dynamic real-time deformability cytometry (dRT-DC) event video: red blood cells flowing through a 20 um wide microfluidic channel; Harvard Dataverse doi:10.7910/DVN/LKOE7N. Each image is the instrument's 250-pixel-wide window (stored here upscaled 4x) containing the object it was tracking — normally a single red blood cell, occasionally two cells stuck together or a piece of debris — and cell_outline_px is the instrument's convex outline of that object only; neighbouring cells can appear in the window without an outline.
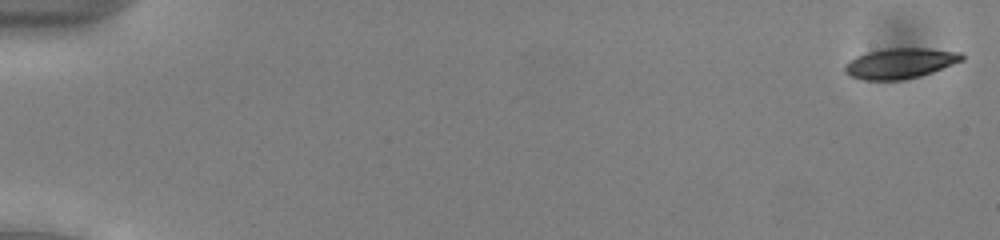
{"species": "common noctule bat (a hibernating species)", "species_latin": "Nyctalus noctula", "temperature_condition": "cold", "stored_images_in_passage": 53, "camera_frame_rate_fps": 3000, "um_per_image_px": 0.085, "animal": {"sex": "male", "body_mass_g": 13.0, "forearm_length_mm": 53.1}, "frame": {"image": 1, "passage_image": 1, "time_ms": 0.0, "image_size_px": [1000, 240], "cell_outline_px": [[964, 60], [932, 72], [920, 76], [904, 80], [864, 80], [848, 76], [844, 72], [844, 64], [856, 56], [868, 52], [888, 48], [928, 48], [964, 52]], "centroid_in_image_um": [76.52, 5.38], "position_along_channel_um": 8.5, "area_um2": 20.98}}
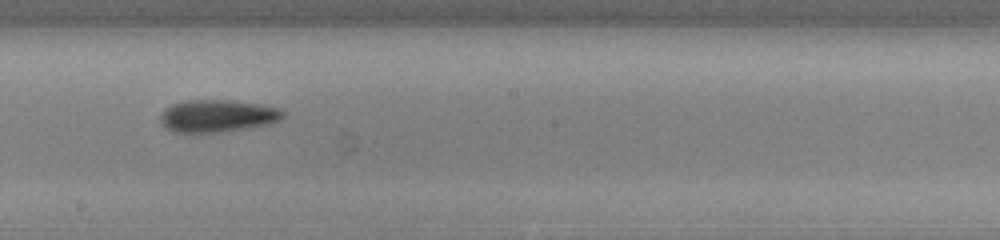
{"frame": {"image": 2, "passage_image": 31, "time_ms": 10.0, "image_size_px": [1000, 240], "cell_outline_px": [[284, 116], [280, 120], [272, 124], [248, 128], [220, 132], [172, 132], [160, 120], [160, 116], [172, 104], [184, 100], [232, 100], [260, 104], [280, 108], [284, 112]], "centroid_in_image_um": [18.55, 9.85], "position_along_channel_um": 229.7, "area_um2": 23.12}}
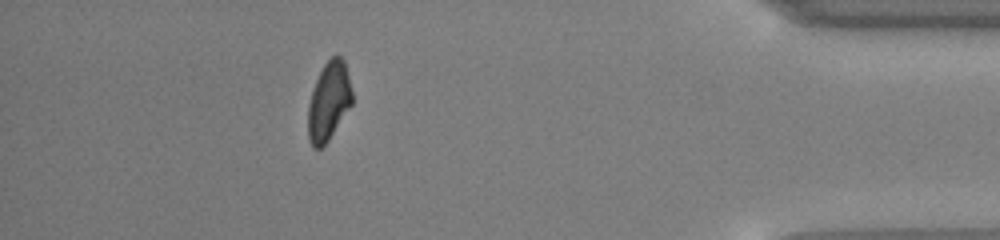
{"frame": {"image": 3, "passage_image": 48, "time_ms": 15.667, "image_size_px": [1000, 240], "cell_outline_px": [[352, 104], [328, 140], [320, 148], [312, 148], [308, 140], [308, 104], [316, 80], [324, 64], [336, 52], [344, 60], [352, 92]], "centroid_in_image_um": [27.93, 8.6], "position_along_channel_um": 407.3, "area_um2": 20.06}, "authors_computed_cell_mechanics": {"area_um2": 21.386, "velocity_mm_per_s": 3.9132, "shape_relaxation_time_tau1_ms": 2.1648, "shape_relaxation_time_tau2_ms": 3.1457, "deformation_change_tau1": 0.1264, "deformation_change_tau2": 0.1043}}